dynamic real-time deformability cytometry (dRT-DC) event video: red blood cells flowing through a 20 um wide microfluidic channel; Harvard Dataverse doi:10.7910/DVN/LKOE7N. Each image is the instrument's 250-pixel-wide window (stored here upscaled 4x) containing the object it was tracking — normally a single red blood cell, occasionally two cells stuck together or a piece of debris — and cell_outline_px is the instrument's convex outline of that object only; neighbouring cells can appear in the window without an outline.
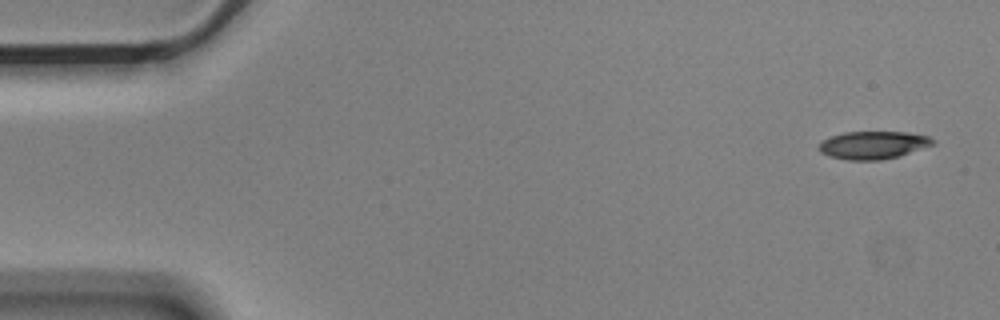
{"species": "Egyptian fruit bat (a non-hibernating species)", "species_latin": "Rousettus aegyptiacus", "temperature_condition": "cold", "stored_images_in_passage": 5, "camera_frame_rate_fps": 3000, "um_per_image_px": 0.085, "animal": {"sex": "male"}, "frame": {"image": 1, "passage_image": 1, "time_ms": 0.0, "image_size_px": [1000, 320], "cell_outline_px": [[936, 144], [900, 156], [880, 160], [848, 160], [828, 156], [820, 152], [816, 148], [824, 140], [832, 136], [844, 132], [908, 132], [928, 136], [936, 140]], "centroid_in_image_um": [74.25, 12.33], "position_along_channel_um": 10.8, "area_um2": 18.61}}
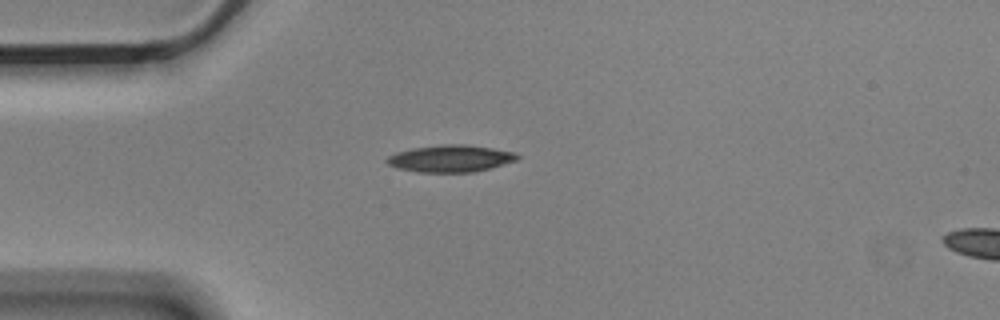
{"frame": {"image": 2, "passage_image": 4, "time_ms": 1.0, "image_size_px": [1000, 320], "cell_outline_px": [[520, 156], [516, 160], [476, 172], [416, 172], [396, 168], [388, 164], [384, 160], [388, 156], [396, 152], [412, 148], [444, 144], [468, 144], [516, 152]], "centroid_in_image_um": [38.27, 13.47], "position_along_channel_um": 46.7, "area_um2": 20.63}}